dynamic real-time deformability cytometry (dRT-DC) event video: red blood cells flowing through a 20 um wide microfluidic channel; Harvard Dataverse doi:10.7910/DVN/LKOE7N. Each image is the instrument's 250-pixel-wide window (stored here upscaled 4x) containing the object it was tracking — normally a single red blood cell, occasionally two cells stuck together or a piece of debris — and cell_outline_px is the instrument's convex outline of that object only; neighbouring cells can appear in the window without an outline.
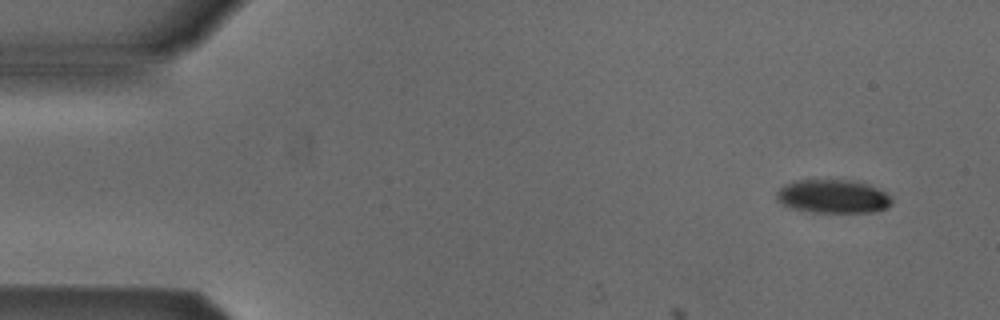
{"species": "Egyptian fruit bat (a non-hibernating species)", "species_latin": "Rousettus aegyptiacus", "temperature_condition": "cold", "stored_images_in_passage": 4, "camera_frame_rate_fps": 3000, "um_per_image_px": 0.085, "animal": {"sex": "male"}, "frame": {"image": 1, "passage_image": 1, "time_ms": 0.0, "image_size_px": [1000, 320], "cell_outline_px": [[892, 204], [888, 208], [876, 212], [812, 212], [792, 208], [776, 200], [776, 192], [784, 184], [796, 180], [856, 180], [868, 184], [884, 192], [892, 200]], "centroid_in_image_um": [70.8, 16.69], "position_along_channel_um": 14.2, "area_um2": 22.6}}
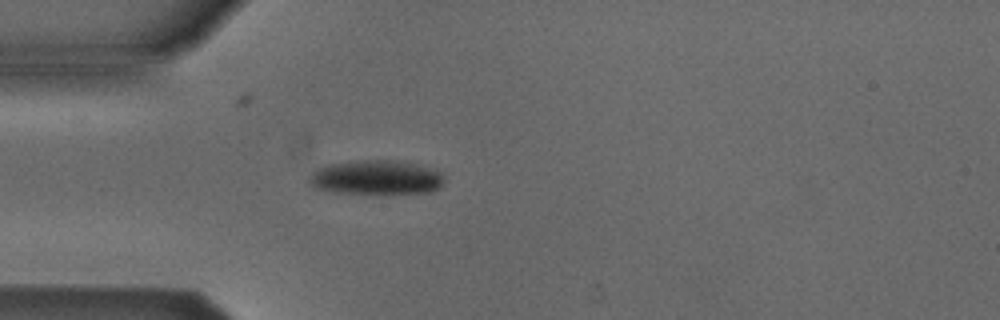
{"frame": {"image": 2, "passage_image": 4, "time_ms": 3.667, "image_size_px": [1000, 320], "cell_outline_px": [[444, 180], [432, 192], [332, 192], [316, 188], [308, 184], [308, 176], [316, 168], [324, 164], [356, 160], [400, 160], [424, 164], [436, 168], [440, 172]], "centroid_in_image_um": [31.94, 15.03], "position_along_channel_um": 53.1, "area_um2": 27.22}}